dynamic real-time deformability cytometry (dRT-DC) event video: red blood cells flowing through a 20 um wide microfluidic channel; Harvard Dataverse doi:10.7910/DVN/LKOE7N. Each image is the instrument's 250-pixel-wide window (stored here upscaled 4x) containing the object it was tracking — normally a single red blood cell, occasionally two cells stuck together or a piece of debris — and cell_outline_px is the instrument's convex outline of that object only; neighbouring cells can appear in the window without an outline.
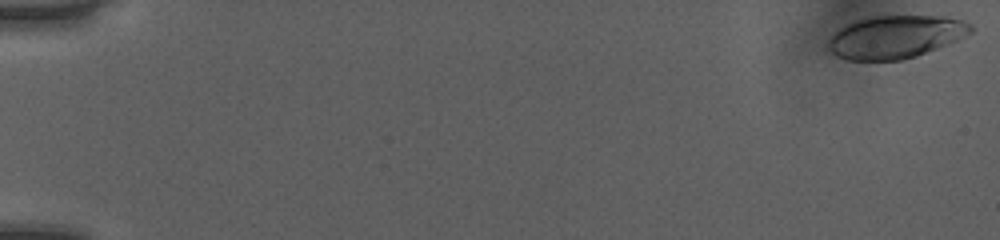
{"species": "human", "species_latin": "Homo sapiens", "temperature_condition": "room temperature", "stored_images_in_passage": 52, "camera_frame_rate_fps": 3000, "um_per_image_px": 0.085, "donor": {"sex": "female"}, "frame": {"image": 1, "passage_image": 1, "time_ms": 0.0, "image_size_px": [1000, 240], "cell_outline_px": [[972, 32], [956, 40], [916, 56], [900, 60], [848, 60], [836, 56], [828, 48], [828, 40], [840, 28], [856, 20], [868, 16], [944, 16], [964, 20], [972, 24]], "centroid_in_image_um": [76.12, 3.12], "position_along_channel_um": 8.9, "area_um2": 35.37}}
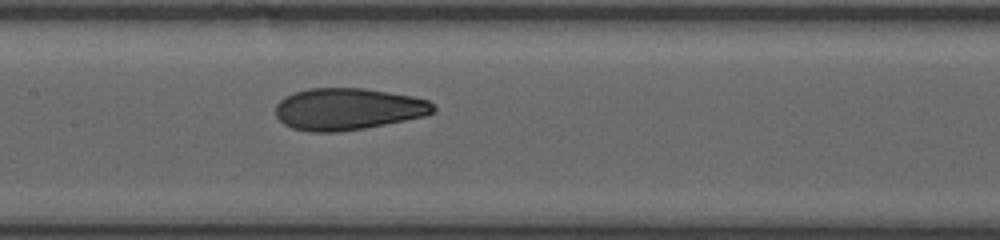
{"frame": {"image": 2, "passage_image": 27, "time_ms": 8.667, "image_size_px": [1000, 240], "cell_outline_px": [[436, 112], [424, 116], [364, 128], [336, 132], [312, 132], [292, 128], [284, 124], [276, 116], [276, 104], [284, 96], [292, 92], [308, 88], [364, 88], [412, 96], [428, 100], [436, 108]], "centroid_in_image_um": [29.55, 9.26], "position_along_channel_um": 177.9, "area_um2": 38.49}}
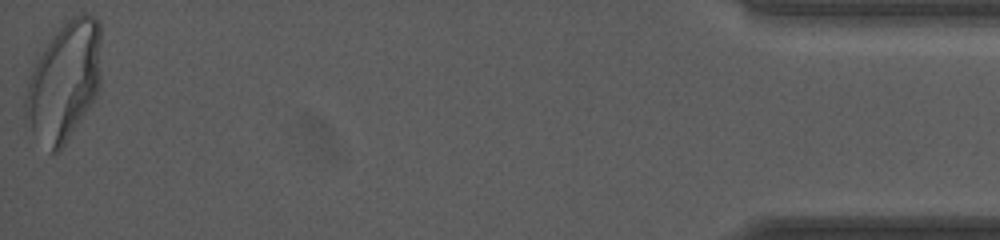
{"frame": {"image": 3, "passage_image": 52, "time_ms": 17.0, "image_size_px": [1000, 240], "cell_outline_px": [[100, 84], [88, 108], [60, 152], [48, 152], [32, 132], [24, 112], [24, 100], [28, 76], [36, 60], [52, 36], [72, 16], [84, 12], [88, 12], [96, 16], [100, 20]], "centroid_in_image_um": [5.44, 6.9], "position_along_channel_um": 429.8, "area_um2": 52.6}, "authors_computed_cell_mechanics": {"area_um2": 38.3792, "velocity_mm_per_s": 4.0382, "shape_relaxation_time_tau1_ms": 5.7323, "shape_relaxation_time_tau2_ms": 1.0689, "deformation_change_tau1": 0.1814, "deformation_change_tau2": 0.0757}}